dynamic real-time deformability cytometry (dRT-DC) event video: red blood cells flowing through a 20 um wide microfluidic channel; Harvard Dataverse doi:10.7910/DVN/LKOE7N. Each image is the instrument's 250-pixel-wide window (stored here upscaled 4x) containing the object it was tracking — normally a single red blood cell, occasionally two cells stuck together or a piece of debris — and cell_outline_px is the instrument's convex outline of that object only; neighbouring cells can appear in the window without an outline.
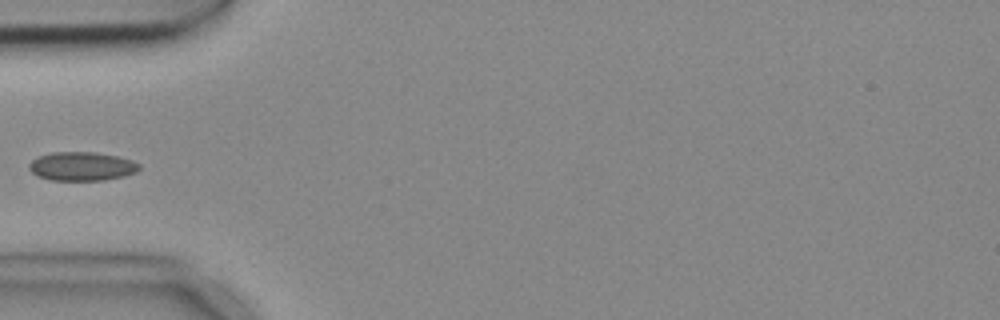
{"species": "common noctule bat (a hibernating species)", "species_latin": "Nyctalus noctula", "temperature_condition": "cold", "stored_images_in_passage": 7, "camera_frame_rate_fps": 3000, "um_per_image_px": 0.085, "animal": {"sex": "female", "body_mass_g": 18.4}, "frame": {"image": 1, "passage_image": 7, "time_ms": 2.0, "image_size_px": [1000, 320], "cell_outline_px": [[140, 168], [136, 172], [124, 176], [104, 180], [48, 180], [36, 176], [28, 168], [28, 164], [32, 160], [40, 156], [52, 152], [96, 152], [116, 156], [132, 160], [140, 164]], "centroid_in_image_um": [6.94, 14.14], "position_along_channel_um": 78.1, "area_um2": 18.55}}